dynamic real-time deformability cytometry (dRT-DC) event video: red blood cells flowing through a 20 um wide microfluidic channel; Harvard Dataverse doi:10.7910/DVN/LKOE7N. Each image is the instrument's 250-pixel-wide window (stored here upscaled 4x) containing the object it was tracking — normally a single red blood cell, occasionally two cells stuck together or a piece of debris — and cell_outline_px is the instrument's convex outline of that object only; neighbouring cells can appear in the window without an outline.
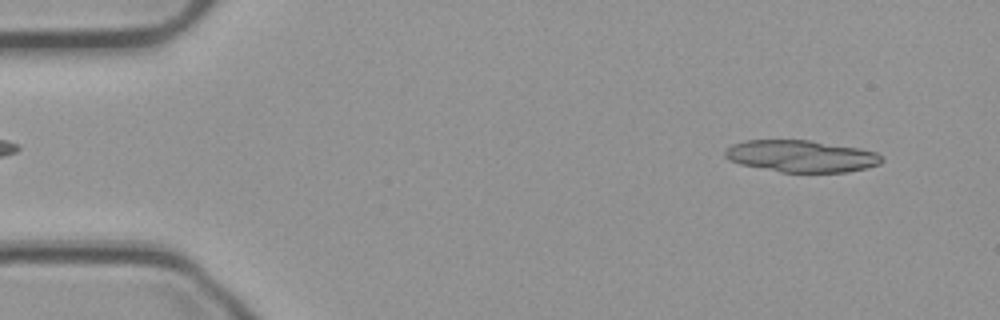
{"species": "common noctule bat (a hibernating species)", "species_latin": "Nyctalus noctula", "temperature_condition": "cold", "stored_images_in_passage": 55, "camera_frame_rate_fps": 3000, "um_per_image_px": 0.085, "animal": {"sex": "male", "body_mass_g": 23.1, "forearm_length_mm": 52.7}, "frame": {"image": 1, "passage_image": 4, "time_ms": 1.0, "image_size_px": [1000, 320], "cell_outline_px": [[884, 160], [880, 164], [848, 172], [780, 172], [740, 164], [728, 160], [724, 156], [724, 152], [732, 144], [744, 140], [808, 140], [860, 148], [876, 152], [884, 156]], "centroid_in_image_um": [68.11, 13.27], "position_along_channel_um": 16.9, "area_um2": 29.25}}
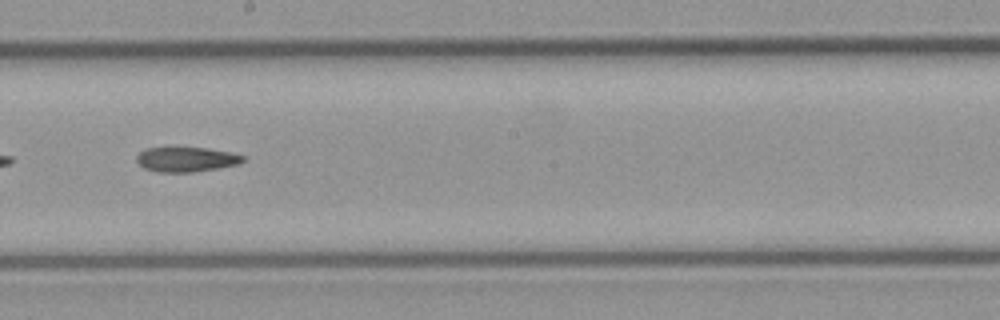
{"frame": {"image": 2, "passage_image": 30, "time_ms": 9.667, "image_size_px": [1000, 320], "cell_outline_px": [[244, 160], [240, 164], [220, 168], [196, 172], [156, 172], [144, 168], [136, 160], [136, 156], [144, 148], [208, 148], [232, 152], [244, 156]], "centroid_in_image_um": [15.86, 13.55], "position_along_channel_um": 232.3, "area_um2": 15.49}}
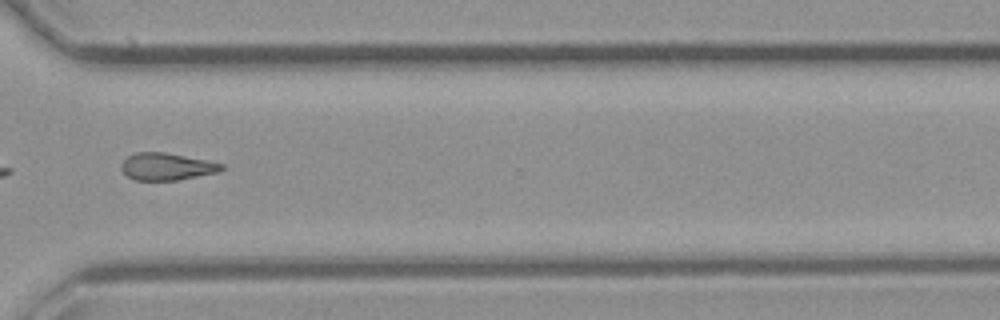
{"frame": {"image": 3, "passage_image": 40, "time_ms": 13.0, "image_size_px": [1000, 320], "cell_outline_px": [[224, 168], [220, 172], [180, 180], [136, 180], [128, 176], [120, 168], [120, 164], [128, 156], [136, 152], [164, 152], [208, 160], [224, 164]], "centroid_in_image_um": [14.2, 14.16], "position_along_channel_um": 356.4, "area_um2": 16.01}}